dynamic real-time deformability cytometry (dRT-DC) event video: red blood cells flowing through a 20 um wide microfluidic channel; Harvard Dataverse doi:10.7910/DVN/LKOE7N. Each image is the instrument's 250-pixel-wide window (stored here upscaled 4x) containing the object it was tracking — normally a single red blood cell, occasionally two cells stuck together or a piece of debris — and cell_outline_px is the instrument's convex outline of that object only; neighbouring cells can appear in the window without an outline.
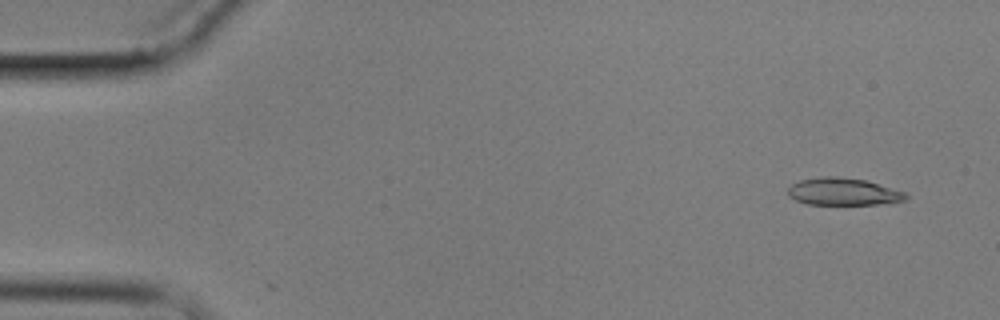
{"species": "common noctule bat (a hibernating species)", "species_latin": "Nyctalus noctula", "temperature_condition": "cold", "stored_images_in_passage": 5, "camera_frame_rate_fps": 3000, "um_per_image_px": 0.085, "animal": {"sex": "male", "body_mass_g": 17.9}, "frame": {"image": 1, "passage_image": 2, "time_ms": 1.0, "image_size_px": [1000, 320], "cell_outline_px": [[908, 200], [892, 204], [808, 204], [796, 200], [788, 196], [788, 188], [792, 184], [800, 180], [820, 176], [836, 176], [864, 180], [908, 192]], "centroid_in_image_um": [71.74, 16.3], "position_along_channel_um": 13.3, "area_um2": 19.02}}